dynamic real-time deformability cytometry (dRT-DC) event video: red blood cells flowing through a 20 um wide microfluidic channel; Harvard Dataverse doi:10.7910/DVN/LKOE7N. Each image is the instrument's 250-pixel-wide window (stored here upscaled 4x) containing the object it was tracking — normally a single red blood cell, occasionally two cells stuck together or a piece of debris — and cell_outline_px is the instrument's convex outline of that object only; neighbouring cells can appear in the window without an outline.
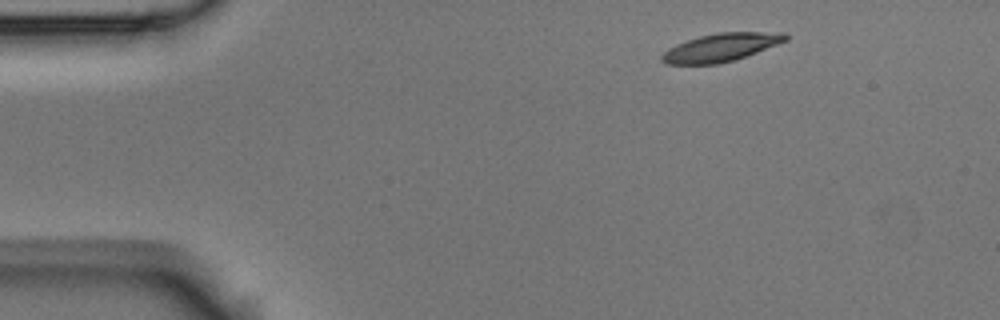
{"species": "Egyptian fruit bat (a non-hibernating species)", "species_latin": "Rousettus aegyptiacus", "temperature_condition": "room temperature", "stored_images_in_passage": 12, "camera_frame_rate_fps": 3000, "um_per_image_px": 0.085, "animal": {"sex": "male"}, "frame": {"image": 1, "passage_image": 1, "time_ms": 0.0, "image_size_px": [1000, 320], "cell_outline_px": [[788, 40], [756, 52], [732, 60], [716, 64], [668, 64], [660, 60], [660, 56], [668, 48], [676, 44], [700, 36], [716, 32], [784, 32], [788, 36]], "centroid_in_image_um": [61.26, 4.02], "position_along_channel_um": 23.7, "area_um2": 20.06}}
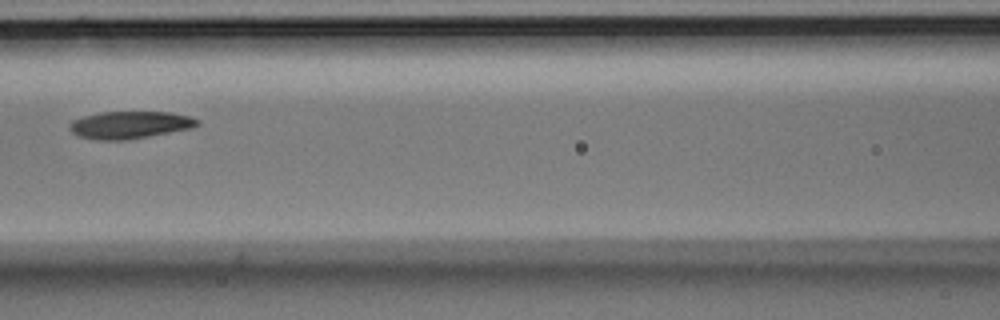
{"frame": {"image": 2, "passage_image": 5, "time_ms": 1.333, "image_size_px": [1000, 320], "cell_outline_px": [[200, 124], [192, 128], [128, 140], [96, 140], [80, 136], [72, 132], [68, 128], [68, 124], [72, 120], [84, 116], [100, 112], [168, 112], [188, 116], [200, 120]], "centroid_in_image_um": [11.02, 10.62], "position_along_channel_um": 155.6, "area_um2": 20.4}}
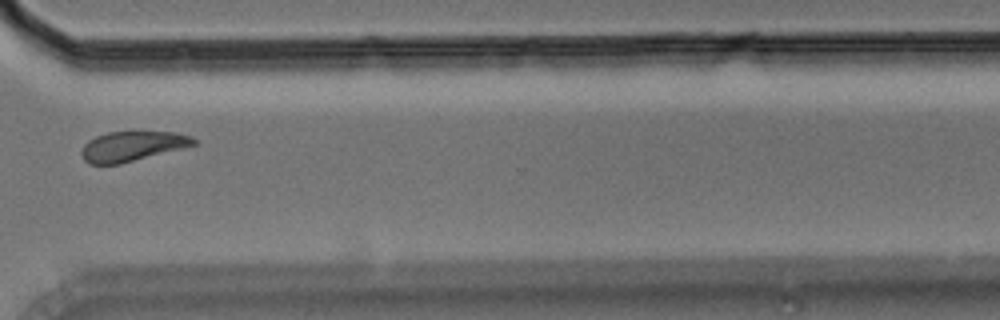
{"frame": {"image": 3, "passage_image": 10, "time_ms": 3.0, "image_size_px": [1000, 320], "cell_outline_px": [[196, 144], [184, 148], [120, 164], [88, 164], [84, 160], [80, 152], [84, 144], [88, 140], [96, 136], [108, 132], [176, 132], [192, 136], [196, 140]], "centroid_in_image_um": [11.24, 12.43], "position_along_channel_um": 359.4, "area_um2": 19.59}}